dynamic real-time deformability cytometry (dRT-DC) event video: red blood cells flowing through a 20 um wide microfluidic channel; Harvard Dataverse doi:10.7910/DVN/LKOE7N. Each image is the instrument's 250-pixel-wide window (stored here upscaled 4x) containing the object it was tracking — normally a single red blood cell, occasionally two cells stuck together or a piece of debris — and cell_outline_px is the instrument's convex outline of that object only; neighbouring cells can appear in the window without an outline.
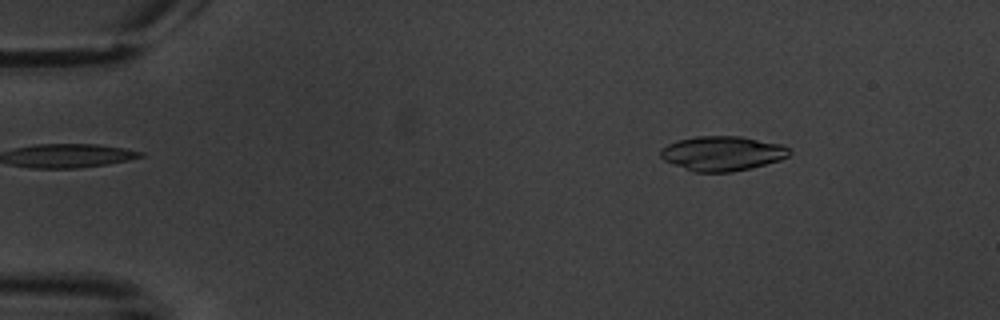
{"species": "common noctule bat (a hibernating species)", "species_latin": "Nyctalus noctula", "temperature_condition": "warm", "stored_images_in_passage": 7, "camera_frame_rate_fps": 3000, "um_per_image_px": 0.085, "animal": {"sex": "male", "body_mass_g": 20.1, "forearm_length_mm": 53.5}, "frame": {"image": 1, "passage_image": 2, "time_ms": 1.333, "image_size_px": [1000, 320], "cell_outline_px": [[792, 152], [788, 156], [780, 160], [732, 172], [696, 172], [664, 160], [660, 156], [660, 148], [676, 140], [696, 136], [740, 136], [784, 144]], "centroid_in_image_um": [61.4, 13.02], "position_along_channel_um": 23.6, "area_um2": 25.95}}
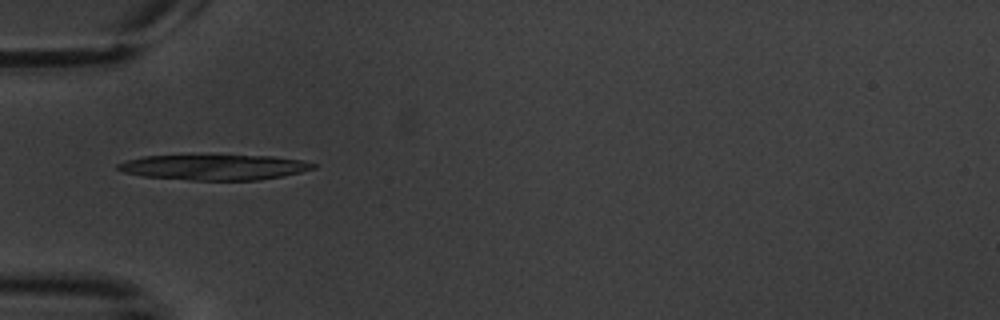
{"frame": {"image": 2, "passage_image": 5, "time_ms": 5.0, "image_size_px": [1000, 320], "cell_outline_px": [[316, 168], [300, 172], [280, 176], [256, 180], [188, 180], [144, 176], [124, 172], [116, 168], [116, 164], [128, 160], [144, 156], [272, 156], [304, 160], [316, 164]], "centroid_in_image_um": [18.23, 14.22], "position_along_channel_um": 66.8, "area_um2": 28.5}}